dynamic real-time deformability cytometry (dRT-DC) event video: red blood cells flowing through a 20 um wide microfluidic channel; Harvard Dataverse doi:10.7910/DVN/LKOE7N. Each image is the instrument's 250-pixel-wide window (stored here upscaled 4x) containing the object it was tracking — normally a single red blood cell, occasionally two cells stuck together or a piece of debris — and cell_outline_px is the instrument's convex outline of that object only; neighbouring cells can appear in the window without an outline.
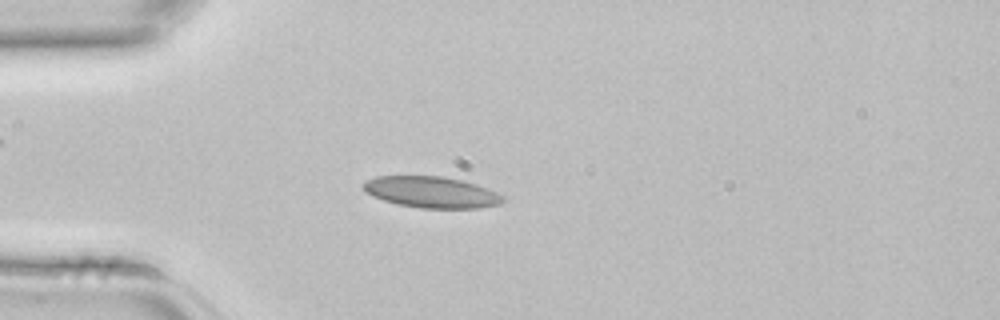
{"species": "common noctule bat (a hibernating species)", "species_latin": "Nyctalus noctula", "temperature_condition": "room temperature", "stored_images_in_passage": 4, "camera_frame_rate_fps": 3000, "um_per_image_px": 0.085, "animal": {"sex": "female", "body_mass_g": 22.7, "forearm_length_mm": 54.2}, "frame": {"image": 1, "passage_image": 4, "time_ms": 1.0, "image_size_px": [1000, 320], "cell_outline_px": [[504, 200], [500, 204], [480, 208], [420, 208], [396, 204], [372, 196], [364, 192], [360, 184], [364, 180], [376, 176], [440, 176], [464, 180], [488, 188], [504, 196]], "centroid_in_image_um": [36.63, 16.33], "position_along_channel_um": 48.4, "area_um2": 25.78}}